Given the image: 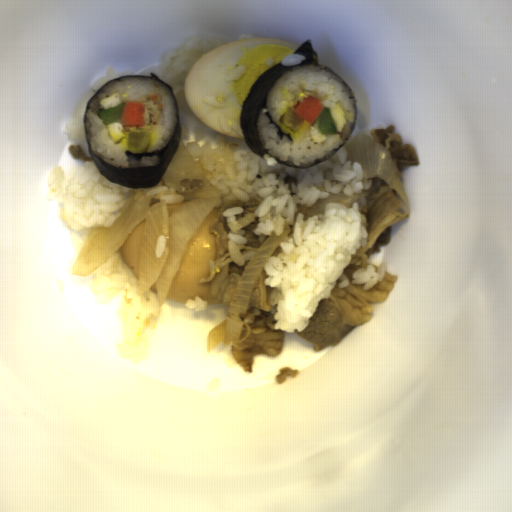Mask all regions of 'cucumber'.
I'll use <instances>...</instances> for the list:
<instances>
[{
  "label": "cucumber",
  "mask_w": 512,
  "mask_h": 512,
  "mask_svg": "<svg viewBox=\"0 0 512 512\" xmlns=\"http://www.w3.org/2000/svg\"><path fill=\"white\" fill-rule=\"evenodd\" d=\"M311 126L323 136L338 134V129L332 116L331 107L328 106H324L323 110Z\"/></svg>",
  "instance_id": "8b760119"
},
{
  "label": "cucumber",
  "mask_w": 512,
  "mask_h": 512,
  "mask_svg": "<svg viewBox=\"0 0 512 512\" xmlns=\"http://www.w3.org/2000/svg\"><path fill=\"white\" fill-rule=\"evenodd\" d=\"M124 105L125 102L115 107H110L106 110L99 111L98 118H100L107 127V125L113 124L122 117Z\"/></svg>",
  "instance_id": "586b57bf"
}]
</instances>
